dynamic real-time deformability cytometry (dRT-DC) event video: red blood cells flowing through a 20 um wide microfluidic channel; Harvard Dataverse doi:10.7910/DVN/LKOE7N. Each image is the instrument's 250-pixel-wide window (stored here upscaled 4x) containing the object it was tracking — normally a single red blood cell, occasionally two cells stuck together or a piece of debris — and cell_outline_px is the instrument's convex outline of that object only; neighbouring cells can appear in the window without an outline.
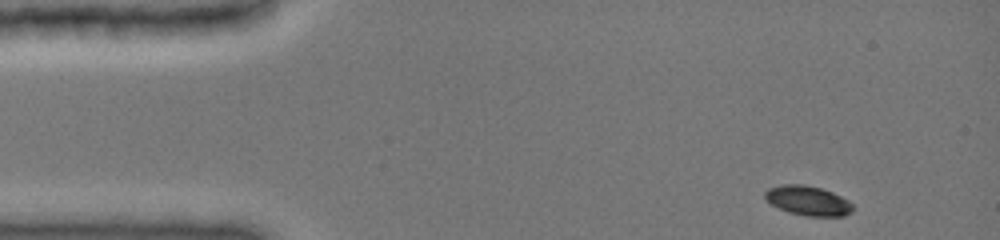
{"species": "common noctule bat (a hibernating species)", "species_latin": "Nyctalus noctula", "temperature_condition": "cold", "stored_images_in_passage": 41, "camera_frame_rate_fps": 3000, "um_per_image_px": 0.085, "animal": {"sex": "female", "body_mass_g": 19.0, "forearm_length_mm": 51.5}, "frame": {"image": 1, "passage_image": 1, "time_ms": 0.0, "image_size_px": [1000, 240], "cell_outline_px": [[852, 212], [844, 216], [808, 216], [788, 212], [772, 204], [764, 196], [764, 192], [768, 188], [784, 184], [804, 184], [820, 188], [832, 192], [848, 200], [852, 204]], "centroid_in_image_um": [68.68, 17.05], "position_along_channel_um": 16.3, "area_um2": 15.03}}
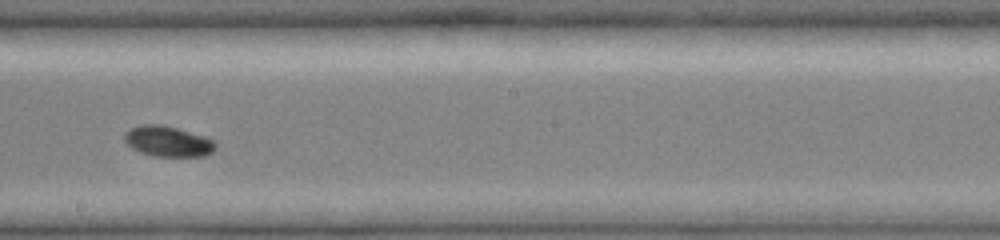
{"frame": {"image": 2, "passage_image": 24, "time_ms": 7.667, "image_size_px": [1000, 240], "cell_outline_px": [[216, 148], [212, 152], [204, 156], [152, 156], [140, 152], [132, 148], [124, 140], [124, 132], [140, 124], [160, 124], [208, 136], [216, 144]], "centroid_in_image_um": [14.28, 12.01], "position_along_channel_um": 233.9, "area_um2": 16.3}}
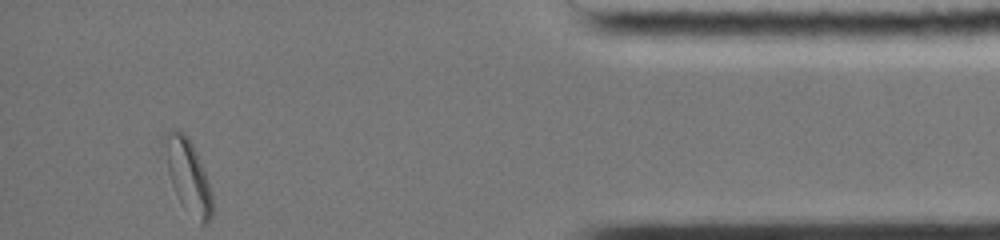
{"frame": {"image": 3, "passage_image": 41, "time_ms": 13.333, "image_size_px": [1000, 240], "cell_outline_px": [[212, 216], [208, 224], [200, 224], [180, 200], [172, 184], [168, 172], [160, 144], [164, 136], [172, 128], [184, 132], [188, 136], [196, 152], [204, 172], [212, 196]], "centroid_in_image_um": [15.93, 14.87], "position_along_channel_um": 419.3, "area_um2": 20.17}, "authors_computed_cell_mechanics": {"area_um2": 16.2996, "velocity_mm_per_s": 3.9524, "shape_relaxation_time_tau1_ms": 1.3725, "shape_relaxation_time_tau2_ms": null, "deformation_change_tau1": 0.0852, "deformation_change_tau2": null}}